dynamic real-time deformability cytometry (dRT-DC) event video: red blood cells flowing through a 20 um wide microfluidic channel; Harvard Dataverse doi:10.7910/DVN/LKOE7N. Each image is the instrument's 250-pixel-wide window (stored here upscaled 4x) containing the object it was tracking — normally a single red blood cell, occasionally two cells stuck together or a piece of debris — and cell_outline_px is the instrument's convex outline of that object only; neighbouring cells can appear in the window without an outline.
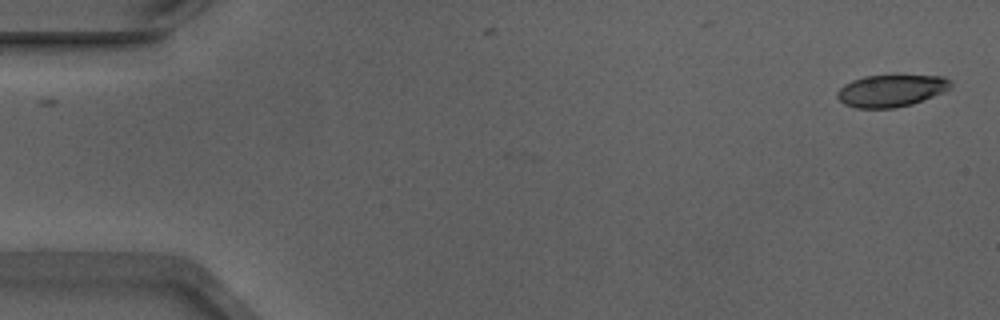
{"species": "Egyptian fruit bat (a non-hibernating species)", "species_latin": "Rousettus aegyptiacus", "temperature_condition": "warm", "stored_images_in_passage": 5, "camera_frame_rate_fps": 3000, "um_per_image_px": 0.085, "animal": {"sex": "male"}, "frame": {"image": 1, "passage_image": 1, "time_ms": 0.0, "image_size_px": [1000, 320], "cell_outline_px": [[952, 88], [912, 104], [896, 108], [856, 108], [844, 104], [836, 96], [836, 92], [844, 84], [852, 80], [864, 76], [944, 76], [952, 80]], "centroid_in_image_um": [75.74, 7.71], "position_along_channel_um": 9.3, "area_um2": 21.15}}